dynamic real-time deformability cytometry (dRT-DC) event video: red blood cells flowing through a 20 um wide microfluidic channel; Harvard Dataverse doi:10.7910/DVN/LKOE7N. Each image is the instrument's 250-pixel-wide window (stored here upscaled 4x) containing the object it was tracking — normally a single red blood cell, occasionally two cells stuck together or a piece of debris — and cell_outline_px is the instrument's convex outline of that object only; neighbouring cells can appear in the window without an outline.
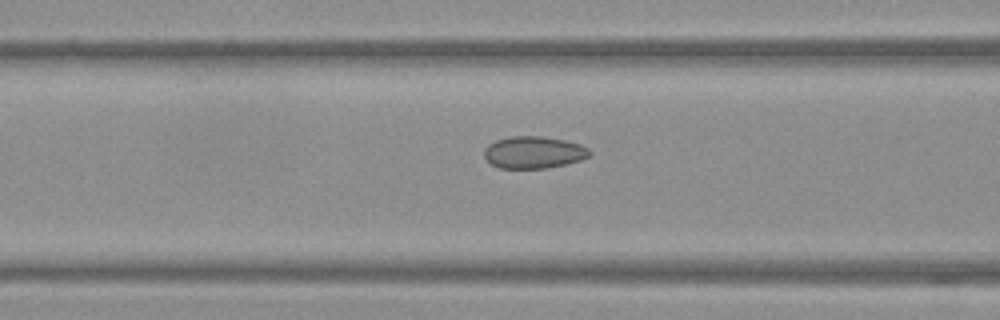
{"species": "Egyptian fruit bat (a non-hibernating species)", "species_latin": "Rousettus aegyptiacus", "temperature_condition": "warm", "stored_images_in_passage": 15, "camera_frame_rate_fps": 3000, "um_per_image_px": 0.085, "frame": {"image": 1, "passage_image": 13, "time_ms": 4.0, "image_size_px": [1000, 320], "cell_outline_px": [[592, 152], [588, 156], [580, 160], [564, 164], [544, 168], [500, 168], [492, 164], [484, 156], [484, 148], [488, 144], [496, 140], [512, 136], [540, 136], [564, 140], [580, 144], [588, 148]], "centroid_in_image_um": [45.35, 12.94], "position_along_channel_um": 121.3, "area_um2": 19.54}}